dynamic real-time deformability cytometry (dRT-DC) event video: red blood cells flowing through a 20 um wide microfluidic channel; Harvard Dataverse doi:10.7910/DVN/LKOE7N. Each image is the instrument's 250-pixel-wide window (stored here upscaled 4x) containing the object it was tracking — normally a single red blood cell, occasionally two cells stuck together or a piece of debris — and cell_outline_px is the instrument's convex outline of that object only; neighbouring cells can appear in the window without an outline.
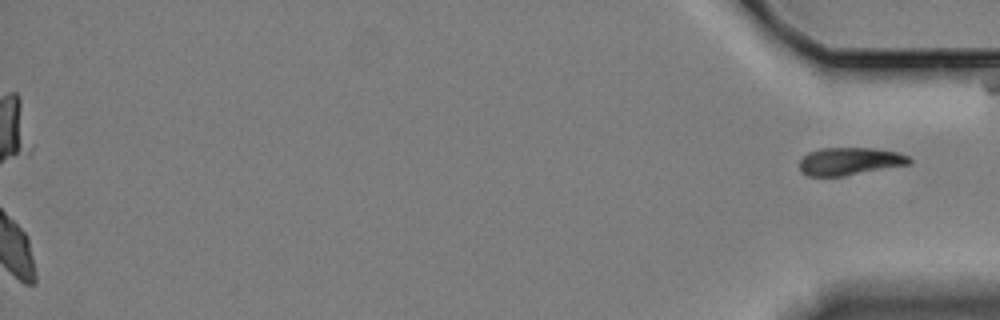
{"species": "Egyptian fruit bat (a non-hibernating species)", "species_latin": "Rousettus aegyptiacus", "temperature_condition": "cold", "stored_images_in_passage": 60, "camera_frame_rate_fps": 3000, "um_per_image_px": 0.085, "animal": {"sex": "female"}, "frame": {"image": 1, "passage_image": 60, "time_ms": 19.667, "image_size_px": [1000, 320], "cell_outline_px": [[912, 164], [844, 176], [808, 176], [800, 172], [800, 160], [808, 152], [820, 148], [872, 148], [896, 152], [908, 156], [912, 160]], "centroid_in_image_um": [72.23, 13.71], "position_along_channel_um": 363.0, "area_um2": 17.8}}